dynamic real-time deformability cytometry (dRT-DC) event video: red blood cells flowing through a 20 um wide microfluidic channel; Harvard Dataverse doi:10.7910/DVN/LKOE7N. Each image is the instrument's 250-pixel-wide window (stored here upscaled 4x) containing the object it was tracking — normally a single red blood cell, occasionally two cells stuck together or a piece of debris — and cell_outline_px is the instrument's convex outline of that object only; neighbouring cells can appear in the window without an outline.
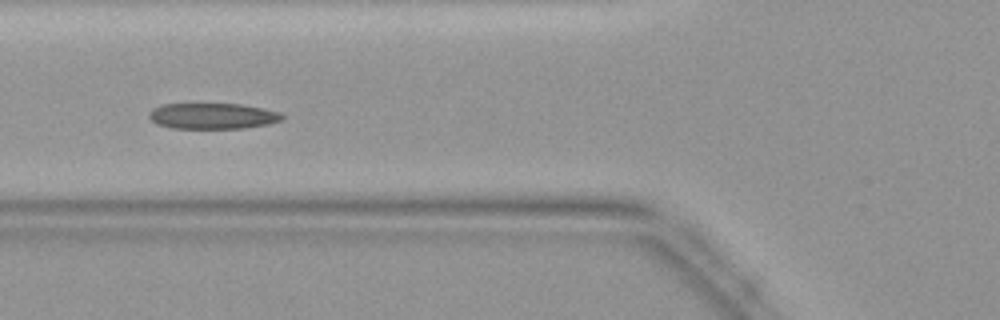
{"species": "common noctule bat (a hibernating species)", "species_latin": "Nyctalus noctula", "temperature_condition": "warm", "stored_images_in_passage": 29, "camera_frame_rate_fps": 3000, "um_per_image_px": 0.085, "animal": {"sex": "female", "body_mass_g": 19.9}, "frame": {"image": 1, "passage_image": 5, "time_ms": 1.333, "image_size_px": [1000, 320], "cell_outline_px": [[284, 116], [280, 120], [268, 124], [244, 128], [172, 128], [156, 124], [148, 116], [148, 112], [152, 108], [160, 104], [240, 104], [264, 108], [280, 112]], "centroid_in_image_um": [18.04, 9.85], "position_along_channel_um": 107.8, "area_um2": 20.11}}